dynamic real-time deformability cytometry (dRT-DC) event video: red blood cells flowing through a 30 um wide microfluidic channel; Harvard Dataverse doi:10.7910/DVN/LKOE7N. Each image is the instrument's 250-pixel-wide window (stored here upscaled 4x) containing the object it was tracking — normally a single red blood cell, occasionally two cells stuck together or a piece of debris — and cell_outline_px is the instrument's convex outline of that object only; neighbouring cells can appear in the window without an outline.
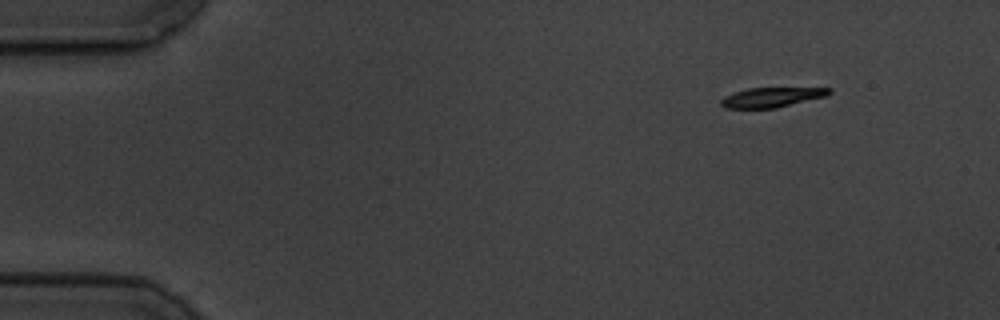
{"species": "common noctule bat (a hibernating species)", "species_latin": "Nyctalus noctula", "temperature_condition": "cold", "stored_images_in_passage": 4, "camera_frame_rate_fps": 3000, "um_per_image_px": 0.085, "animal": {"sex": "male", "body_mass_g": 19.5, "forearm_length_mm": 54.6}, "frame": {"image": 1, "passage_image": 1, "time_ms": 0.0, "image_size_px": [1000, 320], "cell_outline_px": [[832, 92], [828, 96], [776, 108], [724, 108], [720, 104], [720, 100], [724, 96], [748, 88], [832, 88]], "centroid_in_image_um": [65.61, 8.27], "position_along_channel_um": 19.4, "area_um2": 12.48}}
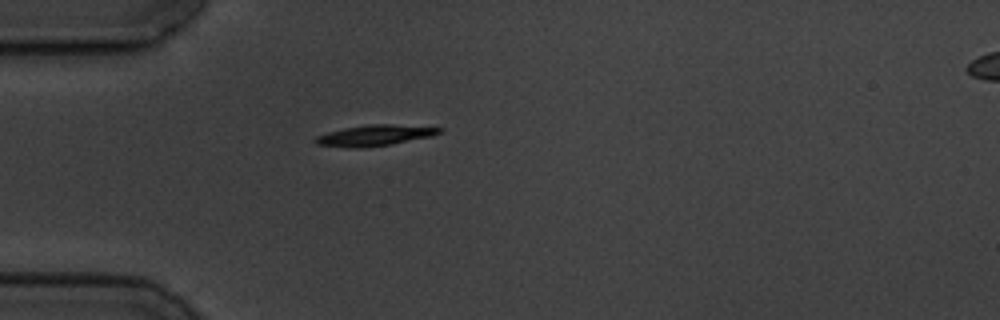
{"frame": {"image": 2, "passage_image": 4, "time_ms": 3.333, "image_size_px": [1000, 320], "cell_outline_px": [[444, 132], [432, 136], [392, 144], [364, 148], [356, 148], [316, 144], [312, 140], [316, 136], [328, 132], [344, 128], [372, 124], [392, 124], [444, 128]], "centroid_in_image_um": [31.88, 11.51], "position_along_channel_um": 53.1, "area_um2": 15.09}}